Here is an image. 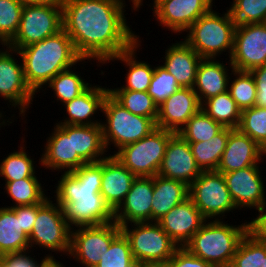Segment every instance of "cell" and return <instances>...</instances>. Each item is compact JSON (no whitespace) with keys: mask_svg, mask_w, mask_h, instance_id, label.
I'll return each instance as SVG.
<instances>
[{"mask_svg":"<svg viewBox=\"0 0 266 267\" xmlns=\"http://www.w3.org/2000/svg\"><path fill=\"white\" fill-rule=\"evenodd\" d=\"M24 4H62L64 0H21Z\"/></svg>","mask_w":266,"mask_h":267,"instance_id":"obj_50","label":"cell"},{"mask_svg":"<svg viewBox=\"0 0 266 267\" xmlns=\"http://www.w3.org/2000/svg\"><path fill=\"white\" fill-rule=\"evenodd\" d=\"M121 232V227L115 221L71 228L70 252L67 258H73L83 267H95L101 254L107 252L111 242Z\"/></svg>","mask_w":266,"mask_h":267,"instance_id":"obj_12","label":"cell"},{"mask_svg":"<svg viewBox=\"0 0 266 267\" xmlns=\"http://www.w3.org/2000/svg\"><path fill=\"white\" fill-rule=\"evenodd\" d=\"M39 178H23L16 181H5L4 193L12 199V206L33 205L42 203L48 195L45 193L44 184L40 183Z\"/></svg>","mask_w":266,"mask_h":267,"instance_id":"obj_34","label":"cell"},{"mask_svg":"<svg viewBox=\"0 0 266 267\" xmlns=\"http://www.w3.org/2000/svg\"><path fill=\"white\" fill-rule=\"evenodd\" d=\"M256 217L249 221V231L258 239L266 242V204L258 211Z\"/></svg>","mask_w":266,"mask_h":267,"instance_id":"obj_49","label":"cell"},{"mask_svg":"<svg viewBox=\"0 0 266 267\" xmlns=\"http://www.w3.org/2000/svg\"><path fill=\"white\" fill-rule=\"evenodd\" d=\"M163 56L161 66L176 78L179 86L193 88L202 58L184 40L169 45Z\"/></svg>","mask_w":266,"mask_h":267,"instance_id":"obj_26","label":"cell"},{"mask_svg":"<svg viewBox=\"0 0 266 267\" xmlns=\"http://www.w3.org/2000/svg\"><path fill=\"white\" fill-rule=\"evenodd\" d=\"M157 65H155L147 93L152 97L157 106H160L168 97L181 87L177 83L175 77L161 65Z\"/></svg>","mask_w":266,"mask_h":267,"instance_id":"obj_44","label":"cell"},{"mask_svg":"<svg viewBox=\"0 0 266 267\" xmlns=\"http://www.w3.org/2000/svg\"><path fill=\"white\" fill-rule=\"evenodd\" d=\"M224 127L214 121L202 109L194 114L178 132L187 142L208 141Z\"/></svg>","mask_w":266,"mask_h":267,"instance_id":"obj_39","label":"cell"},{"mask_svg":"<svg viewBox=\"0 0 266 267\" xmlns=\"http://www.w3.org/2000/svg\"><path fill=\"white\" fill-rule=\"evenodd\" d=\"M15 56L21 58L26 83L35 94L61 71L89 61L77 54L72 39L64 30L15 50Z\"/></svg>","mask_w":266,"mask_h":267,"instance_id":"obj_3","label":"cell"},{"mask_svg":"<svg viewBox=\"0 0 266 267\" xmlns=\"http://www.w3.org/2000/svg\"><path fill=\"white\" fill-rule=\"evenodd\" d=\"M0 267H7V266L0 260Z\"/></svg>","mask_w":266,"mask_h":267,"instance_id":"obj_54","label":"cell"},{"mask_svg":"<svg viewBox=\"0 0 266 267\" xmlns=\"http://www.w3.org/2000/svg\"><path fill=\"white\" fill-rule=\"evenodd\" d=\"M153 177H136L125 200L114 212V221L121 227L130 223L151 222Z\"/></svg>","mask_w":266,"mask_h":267,"instance_id":"obj_21","label":"cell"},{"mask_svg":"<svg viewBox=\"0 0 266 267\" xmlns=\"http://www.w3.org/2000/svg\"><path fill=\"white\" fill-rule=\"evenodd\" d=\"M32 251L27 250L24 252L19 253H10L0 256V260L7 266V267H49L53 261L48 256L42 257L39 262H37L36 256L32 257Z\"/></svg>","mask_w":266,"mask_h":267,"instance_id":"obj_45","label":"cell"},{"mask_svg":"<svg viewBox=\"0 0 266 267\" xmlns=\"http://www.w3.org/2000/svg\"><path fill=\"white\" fill-rule=\"evenodd\" d=\"M214 11L213 8L194 22L183 40L201 57L217 59L226 52L231 58L234 47L236 23L231 13ZM228 52V53H227ZM222 53V54H221Z\"/></svg>","mask_w":266,"mask_h":267,"instance_id":"obj_5","label":"cell"},{"mask_svg":"<svg viewBox=\"0 0 266 267\" xmlns=\"http://www.w3.org/2000/svg\"><path fill=\"white\" fill-rule=\"evenodd\" d=\"M49 267H64V264L61 262H53Z\"/></svg>","mask_w":266,"mask_h":267,"instance_id":"obj_53","label":"cell"},{"mask_svg":"<svg viewBox=\"0 0 266 267\" xmlns=\"http://www.w3.org/2000/svg\"><path fill=\"white\" fill-rule=\"evenodd\" d=\"M266 151L238 128H229L226 148L217 167L218 172L228 173L263 163Z\"/></svg>","mask_w":266,"mask_h":267,"instance_id":"obj_19","label":"cell"},{"mask_svg":"<svg viewBox=\"0 0 266 267\" xmlns=\"http://www.w3.org/2000/svg\"><path fill=\"white\" fill-rule=\"evenodd\" d=\"M230 267H266V242L248 231L239 243Z\"/></svg>","mask_w":266,"mask_h":267,"instance_id":"obj_36","label":"cell"},{"mask_svg":"<svg viewBox=\"0 0 266 267\" xmlns=\"http://www.w3.org/2000/svg\"><path fill=\"white\" fill-rule=\"evenodd\" d=\"M30 250L29 237L21 228L20 217L8 207H0V256Z\"/></svg>","mask_w":266,"mask_h":267,"instance_id":"obj_30","label":"cell"},{"mask_svg":"<svg viewBox=\"0 0 266 267\" xmlns=\"http://www.w3.org/2000/svg\"><path fill=\"white\" fill-rule=\"evenodd\" d=\"M189 198V186L179 180L159 175L153 177L151 222H158L173 207Z\"/></svg>","mask_w":266,"mask_h":267,"instance_id":"obj_27","label":"cell"},{"mask_svg":"<svg viewBox=\"0 0 266 267\" xmlns=\"http://www.w3.org/2000/svg\"><path fill=\"white\" fill-rule=\"evenodd\" d=\"M189 198L206 220H223L226 213L237 210L224 175L218 171H202L189 185Z\"/></svg>","mask_w":266,"mask_h":267,"instance_id":"obj_11","label":"cell"},{"mask_svg":"<svg viewBox=\"0 0 266 267\" xmlns=\"http://www.w3.org/2000/svg\"><path fill=\"white\" fill-rule=\"evenodd\" d=\"M166 0H152L153 3H150L153 7L151 8L152 11L162 2H164Z\"/></svg>","mask_w":266,"mask_h":267,"instance_id":"obj_52","label":"cell"},{"mask_svg":"<svg viewBox=\"0 0 266 267\" xmlns=\"http://www.w3.org/2000/svg\"><path fill=\"white\" fill-rule=\"evenodd\" d=\"M76 68L73 66L61 71L45 86V90L46 87L52 89L55 100L61 104L78 97L91 85L81 77V73L74 71Z\"/></svg>","mask_w":266,"mask_h":267,"instance_id":"obj_35","label":"cell"},{"mask_svg":"<svg viewBox=\"0 0 266 267\" xmlns=\"http://www.w3.org/2000/svg\"><path fill=\"white\" fill-rule=\"evenodd\" d=\"M105 121H101L103 140L107 150L111 144L116 151L123 146L137 142L157 128L152 118L135 115L118 103L110 94L103 104Z\"/></svg>","mask_w":266,"mask_h":267,"instance_id":"obj_8","label":"cell"},{"mask_svg":"<svg viewBox=\"0 0 266 267\" xmlns=\"http://www.w3.org/2000/svg\"><path fill=\"white\" fill-rule=\"evenodd\" d=\"M108 94H109V86L102 87L101 85L97 84L93 85L91 83V85L78 97H75L73 100L62 104L66 109L65 110L66 117L64 116L65 119H62L55 124H64V125L101 124L102 120L96 119L95 116L99 113H102L103 104Z\"/></svg>","mask_w":266,"mask_h":267,"instance_id":"obj_24","label":"cell"},{"mask_svg":"<svg viewBox=\"0 0 266 267\" xmlns=\"http://www.w3.org/2000/svg\"><path fill=\"white\" fill-rule=\"evenodd\" d=\"M20 217L21 228L29 236L38 212V204L10 207Z\"/></svg>","mask_w":266,"mask_h":267,"instance_id":"obj_47","label":"cell"},{"mask_svg":"<svg viewBox=\"0 0 266 267\" xmlns=\"http://www.w3.org/2000/svg\"><path fill=\"white\" fill-rule=\"evenodd\" d=\"M109 94L124 108L135 115L152 118L158 116V106L147 92L109 88Z\"/></svg>","mask_w":266,"mask_h":267,"instance_id":"obj_37","label":"cell"},{"mask_svg":"<svg viewBox=\"0 0 266 267\" xmlns=\"http://www.w3.org/2000/svg\"><path fill=\"white\" fill-rule=\"evenodd\" d=\"M260 164L244 169L222 173L227 189L238 210L256 209L259 211L266 204V185ZM260 167V168H259ZM261 169V170H260Z\"/></svg>","mask_w":266,"mask_h":267,"instance_id":"obj_15","label":"cell"},{"mask_svg":"<svg viewBox=\"0 0 266 267\" xmlns=\"http://www.w3.org/2000/svg\"><path fill=\"white\" fill-rule=\"evenodd\" d=\"M131 226V227H130ZM132 256L141 267H164L179 247L158 222H138L121 226Z\"/></svg>","mask_w":266,"mask_h":267,"instance_id":"obj_6","label":"cell"},{"mask_svg":"<svg viewBox=\"0 0 266 267\" xmlns=\"http://www.w3.org/2000/svg\"><path fill=\"white\" fill-rule=\"evenodd\" d=\"M201 109L223 127L237 129L241 121V110L229 91L205 100Z\"/></svg>","mask_w":266,"mask_h":267,"instance_id":"obj_33","label":"cell"},{"mask_svg":"<svg viewBox=\"0 0 266 267\" xmlns=\"http://www.w3.org/2000/svg\"><path fill=\"white\" fill-rule=\"evenodd\" d=\"M51 132L38 161L43 168L70 173L87 164L79 155H73L72 125L55 124Z\"/></svg>","mask_w":266,"mask_h":267,"instance_id":"obj_16","label":"cell"},{"mask_svg":"<svg viewBox=\"0 0 266 267\" xmlns=\"http://www.w3.org/2000/svg\"><path fill=\"white\" fill-rule=\"evenodd\" d=\"M200 109L193 88H180L158 106L156 126L178 133Z\"/></svg>","mask_w":266,"mask_h":267,"instance_id":"obj_20","label":"cell"},{"mask_svg":"<svg viewBox=\"0 0 266 267\" xmlns=\"http://www.w3.org/2000/svg\"><path fill=\"white\" fill-rule=\"evenodd\" d=\"M21 139L20 147L7 154L0 162V178L2 176L5 181L38 178L36 175L38 171L35 170L37 165H34L37 161H34L33 156L31 158L26 151L27 147L23 144L25 137Z\"/></svg>","mask_w":266,"mask_h":267,"instance_id":"obj_32","label":"cell"},{"mask_svg":"<svg viewBox=\"0 0 266 267\" xmlns=\"http://www.w3.org/2000/svg\"><path fill=\"white\" fill-rule=\"evenodd\" d=\"M164 267H215L196 257L185 247H178Z\"/></svg>","mask_w":266,"mask_h":267,"instance_id":"obj_46","label":"cell"},{"mask_svg":"<svg viewBox=\"0 0 266 267\" xmlns=\"http://www.w3.org/2000/svg\"><path fill=\"white\" fill-rule=\"evenodd\" d=\"M23 6L21 0H0V45H7L16 35Z\"/></svg>","mask_w":266,"mask_h":267,"instance_id":"obj_42","label":"cell"},{"mask_svg":"<svg viewBox=\"0 0 266 267\" xmlns=\"http://www.w3.org/2000/svg\"><path fill=\"white\" fill-rule=\"evenodd\" d=\"M125 6L119 0L62 2L63 30L82 59H93L102 67L140 40L126 20Z\"/></svg>","mask_w":266,"mask_h":267,"instance_id":"obj_1","label":"cell"},{"mask_svg":"<svg viewBox=\"0 0 266 267\" xmlns=\"http://www.w3.org/2000/svg\"><path fill=\"white\" fill-rule=\"evenodd\" d=\"M6 47V49H5ZM15 49L2 45L0 48V97L7 101V106L11 105L14 110L19 109V117L25 119L36 94L27 85L22 60L19 63L14 56ZM35 95V97H34ZM17 107V108H16Z\"/></svg>","mask_w":266,"mask_h":267,"instance_id":"obj_13","label":"cell"},{"mask_svg":"<svg viewBox=\"0 0 266 267\" xmlns=\"http://www.w3.org/2000/svg\"><path fill=\"white\" fill-rule=\"evenodd\" d=\"M205 221L192 200L187 198L173 207L158 223L179 247H184Z\"/></svg>","mask_w":266,"mask_h":267,"instance_id":"obj_22","label":"cell"},{"mask_svg":"<svg viewBox=\"0 0 266 267\" xmlns=\"http://www.w3.org/2000/svg\"><path fill=\"white\" fill-rule=\"evenodd\" d=\"M136 176L117 157L110 154L102 160L100 194L114 213L123 203Z\"/></svg>","mask_w":266,"mask_h":267,"instance_id":"obj_23","label":"cell"},{"mask_svg":"<svg viewBox=\"0 0 266 267\" xmlns=\"http://www.w3.org/2000/svg\"><path fill=\"white\" fill-rule=\"evenodd\" d=\"M229 6L236 25L266 23V0H233Z\"/></svg>","mask_w":266,"mask_h":267,"instance_id":"obj_43","label":"cell"},{"mask_svg":"<svg viewBox=\"0 0 266 267\" xmlns=\"http://www.w3.org/2000/svg\"><path fill=\"white\" fill-rule=\"evenodd\" d=\"M62 174L55 188L56 201L71 228L101 225L114 221V213L100 194L102 160L87 163L70 173Z\"/></svg>","mask_w":266,"mask_h":267,"instance_id":"obj_2","label":"cell"},{"mask_svg":"<svg viewBox=\"0 0 266 267\" xmlns=\"http://www.w3.org/2000/svg\"><path fill=\"white\" fill-rule=\"evenodd\" d=\"M120 2L126 4V0H119ZM130 3L132 2L131 8L132 10H134L135 12H139V9L142 8L141 6H143L144 2L143 0H128Z\"/></svg>","mask_w":266,"mask_h":267,"instance_id":"obj_51","label":"cell"},{"mask_svg":"<svg viewBox=\"0 0 266 267\" xmlns=\"http://www.w3.org/2000/svg\"><path fill=\"white\" fill-rule=\"evenodd\" d=\"M238 129L266 151V108L254 106L242 110Z\"/></svg>","mask_w":266,"mask_h":267,"instance_id":"obj_41","label":"cell"},{"mask_svg":"<svg viewBox=\"0 0 266 267\" xmlns=\"http://www.w3.org/2000/svg\"><path fill=\"white\" fill-rule=\"evenodd\" d=\"M50 195L38 204V212L34 222L33 229L29 237L30 250L33 247L44 248L46 251H51L46 254L51 261L60 262L55 259L52 252L61 253L60 256H69L71 227L64 217L63 208L57 203L53 202Z\"/></svg>","mask_w":266,"mask_h":267,"instance_id":"obj_7","label":"cell"},{"mask_svg":"<svg viewBox=\"0 0 266 267\" xmlns=\"http://www.w3.org/2000/svg\"><path fill=\"white\" fill-rule=\"evenodd\" d=\"M223 62L210 58H202L200 61L193 86L200 104L211 97L228 91L229 74H231L229 71L232 72L234 68L230 60L225 64Z\"/></svg>","mask_w":266,"mask_h":267,"instance_id":"obj_25","label":"cell"},{"mask_svg":"<svg viewBox=\"0 0 266 267\" xmlns=\"http://www.w3.org/2000/svg\"><path fill=\"white\" fill-rule=\"evenodd\" d=\"M228 82V91L236 102L237 107L242 111L255 106L257 89L253 76L249 71L231 72ZM233 77V78H231ZM233 79V80H232Z\"/></svg>","mask_w":266,"mask_h":267,"instance_id":"obj_38","label":"cell"},{"mask_svg":"<svg viewBox=\"0 0 266 267\" xmlns=\"http://www.w3.org/2000/svg\"><path fill=\"white\" fill-rule=\"evenodd\" d=\"M229 128L224 127L210 140L189 142L194 159L201 171H216L226 148Z\"/></svg>","mask_w":266,"mask_h":267,"instance_id":"obj_31","label":"cell"},{"mask_svg":"<svg viewBox=\"0 0 266 267\" xmlns=\"http://www.w3.org/2000/svg\"><path fill=\"white\" fill-rule=\"evenodd\" d=\"M142 40H139L135 43L130 49L121 52L119 55L114 56L110 59L105 65L111 62L119 61L120 63H124L126 68H128L127 74H125V84L122 86L113 88V89H124V90H132L137 92H147L149 85L151 83V78L154 73L155 66H151L148 61H140L137 60L138 56L137 51L140 48ZM137 56V57H136Z\"/></svg>","mask_w":266,"mask_h":267,"instance_id":"obj_28","label":"cell"},{"mask_svg":"<svg viewBox=\"0 0 266 267\" xmlns=\"http://www.w3.org/2000/svg\"><path fill=\"white\" fill-rule=\"evenodd\" d=\"M72 145L73 155H79L86 163H97L109 155L101 124L72 125Z\"/></svg>","mask_w":266,"mask_h":267,"instance_id":"obj_29","label":"cell"},{"mask_svg":"<svg viewBox=\"0 0 266 267\" xmlns=\"http://www.w3.org/2000/svg\"><path fill=\"white\" fill-rule=\"evenodd\" d=\"M215 0H166L152 12L159 26L177 35L186 32L202 15L209 12ZM179 33V34H178Z\"/></svg>","mask_w":266,"mask_h":267,"instance_id":"obj_17","label":"cell"},{"mask_svg":"<svg viewBox=\"0 0 266 267\" xmlns=\"http://www.w3.org/2000/svg\"><path fill=\"white\" fill-rule=\"evenodd\" d=\"M257 89L255 106L266 108V64L249 71Z\"/></svg>","mask_w":266,"mask_h":267,"instance_id":"obj_48","label":"cell"},{"mask_svg":"<svg viewBox=\"0 0 266 267\" xmlns=\"http://www.w3.org/2000/svg\"><path fill=\"white\" fill-rule=\"evenodd\" d=\"M61 30L62 4H24L18 31L7 46L19 50Z\"/></svg>","mask_w":266,"mask_h":267,"instance_id":"obj_10","label":"cell"},{"mask_svg":"<svg viewBox=\"0 0 266 267\" xmlns=\"http://www.w3.org/2000/svg\"><path fill=\"white\" fill-rule=\"evenodd\" d=\"M201 173L189 142L179 133H175L169 139L157 175L182 181L189 186Z\"/></svg>","mask_w":266,"mask_h":267,"instance_id":"obj_18","label":"cell"},{"mask_svg":"<svg viewBox=\"0 0 266 267\" xmlns=\"http://www.w3.org/2000/svg\"><path fill=\"white\" fill-rule=\"evenodd\" d=\"M234 70L250 71L266 64V23L236 26L229 59Z\"/></svg>","mask_w":266,"mask_h":267,"instance_id":"obj_14","label":"cell"},{"mask_svg":"<svg viewBox=\"0 0 266 267\" xmlns=\"http://www.w3.org/2000/svg\"><path fill=\"white\" fill-rule=\"evenodd\" d=\"M95 267H141L132 256L128 238L121 232L112 242L107 252L102 253Z\"/></svg>","mask_w":266,"mask_h":267,"instance_id":"obj_40","label":"cell"},{"mask_svg":"<svg viewBox=\"0 0 266 267\" xmlns=\"http://www.w3.org/2000/svg\"><path fill=\"white\" fill-rule=\"evenodd\" d=\"M174 134L157 127L137 142L123 146L114 156L136 177H154L161 166L169 139Z\"/></svg>","mask_w":266,"mask_h":267,"instance_id":"obj_9","label":"cell"},{"mask_svg":"<svg viewBox=\"0 0 266 267\" xmlns=\"http://www.w3.org/2000/svg\"><path fill=\"white\" fill-rule=\"evenodd\" d=\"M225 220H206L184 246L215 267H230L239 243L249 231V221L240 225Z\"/></svg>","mask_w":266,"mask_h":267,"instance_id":"obj_4","label":"cell"}]
</instances>
